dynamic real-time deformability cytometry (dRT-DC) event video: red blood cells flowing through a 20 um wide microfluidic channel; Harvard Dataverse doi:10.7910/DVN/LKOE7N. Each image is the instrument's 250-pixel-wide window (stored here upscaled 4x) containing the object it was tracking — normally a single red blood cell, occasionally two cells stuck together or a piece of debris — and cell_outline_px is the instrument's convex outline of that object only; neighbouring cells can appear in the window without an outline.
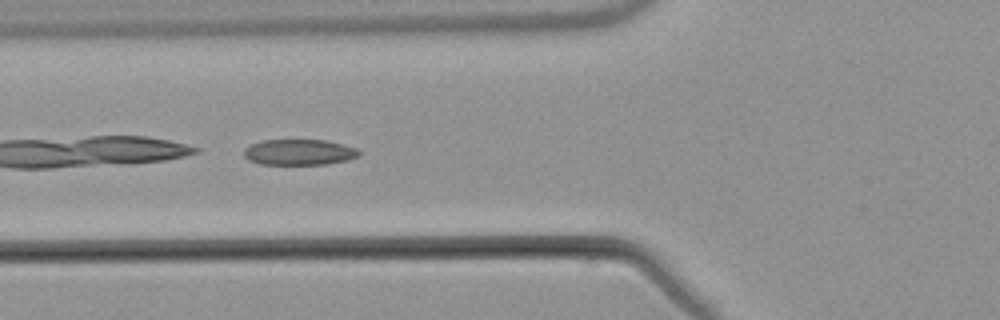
{"species": "common noctule bat (a hibernating species)", "species_latin": "Nyctalus noctula", "temperature_condition": "warm", "stored_images_in_passage": 8, "camera_frame_rate_fps": 3000, "um_per_image_px": 0.085, "animal": {"sex": "male", "body_mass_g": 21.5, "forearm_length_mm": 52.0}, "frame": {"image": 1, "passage_image": 6, "time_ms": 6.0, "image_size_px": [1000, 320], "cell_outline_px": [[360, 156], [348, 160], [324, 164], [260, 164], [248, 160], [244, 156], [244, 148], [252, 144], [264, 140], [324, 140], [356, 148], [360, 152]], "centroid_in_image_um": [25.41, 12.94], "position_along_channel_um": 100.4, "area_um2": 17.17}}
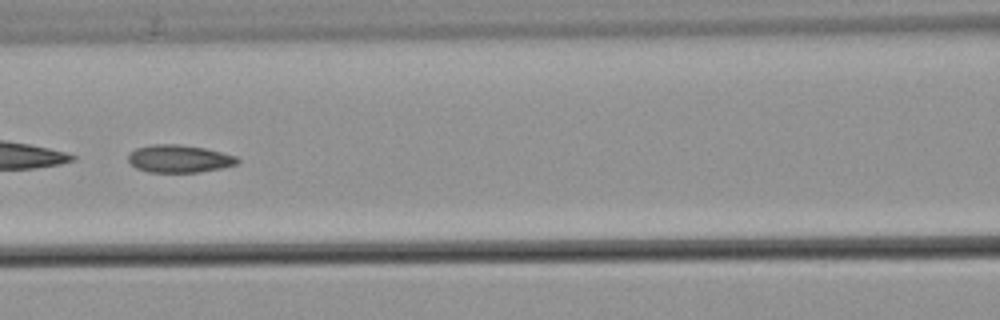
{"frame": {"image": 2, "passage_image": 7, "time_ms": 7.333, "image_size_px": [1000, 320], "cell_outline_px": [[240, 160], [236, 164], [220, 168], [196, 172], [148, 172], [136, 168], [128, 160], [128, 156], [136, 148], [152, 144], [180, 144], [204, 148], [236, 156]], "centroid_in_image_um": [15.21, 13.49], "position_along_channel_um": 151.4, "area_um2": 17.4}}